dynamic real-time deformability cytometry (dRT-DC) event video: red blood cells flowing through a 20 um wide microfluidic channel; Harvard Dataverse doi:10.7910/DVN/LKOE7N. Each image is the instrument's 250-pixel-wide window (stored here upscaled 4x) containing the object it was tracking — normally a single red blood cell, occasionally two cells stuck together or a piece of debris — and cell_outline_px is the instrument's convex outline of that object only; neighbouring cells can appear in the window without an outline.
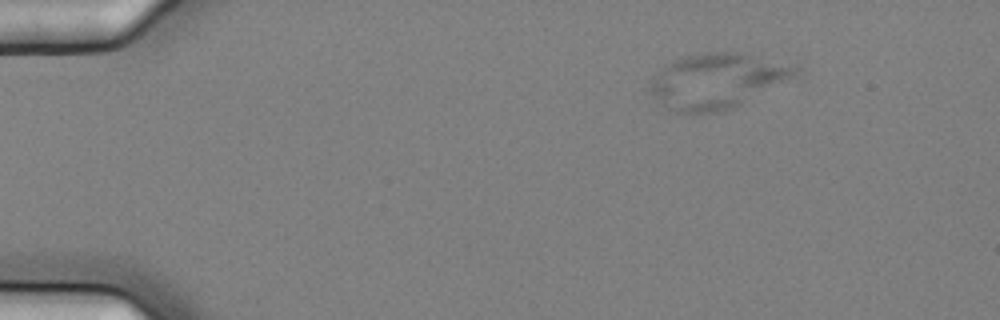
{"species": "common noctule bat (a hibernating species)", "species_latin": "Nyctalus noctula", "temperature_condition": "cold", "stored_images_in_passage": 11, "camera_frame_rate_fps": 3000, "um_per_image_px": 0.085, "animal": {"sex": "female", "body_mass_g": 25.1}, "frame": {"image": 1, "passage_image": 2, "time_ms": 0.333, "image_size_px": [1000, 320], "cell_outline_px": [[800, 68], [796, 76], [732, 108], [716, 112], [692, 116], [676, 112], [668, 108], [648, 88], [652, 80], [668, 64], [684, 56], [704, 52], [740, 52], [792, 64]], "centroid_in_image_um": [60.98, 6.89], "position_along_channel_um": 24.0, "area_um2": 46.18}}
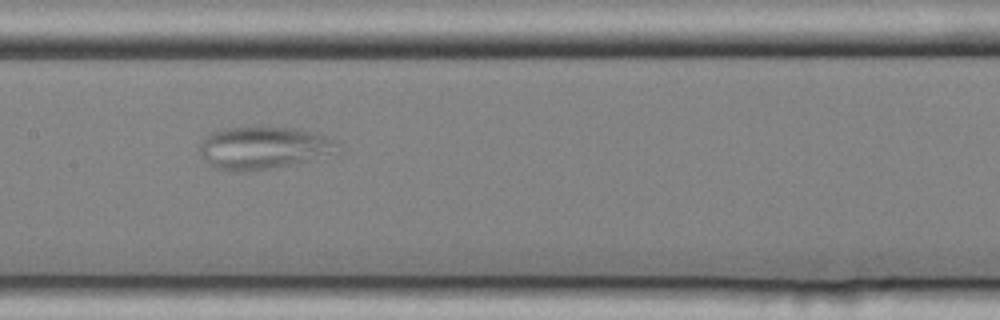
{"frame": {"image": 2, "passage_image": 8, "time_ms": 2.333, "image_size_px": [1000, 320], "cell_outline_px": [[340, 144], [328, 152], [304, 160], [288, 164], [268, 168], [236, 172], [232, 172], [216, 168], [200, 156], [200, 144], [204, 136], [216, 128], [300, 128], [332, 136]], "centroid_in_image_um": [22.29, 12.53], "position_along_channel_um": 185.1, "area_um2": 33.47}}
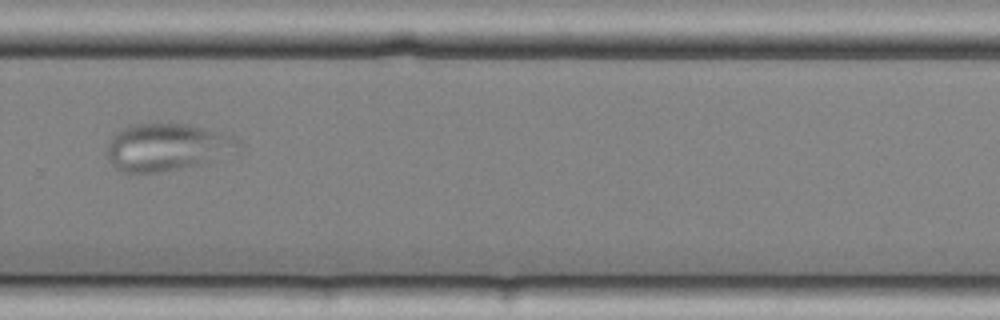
{"frame": {"image": 3, "passage_image": 11, "time_ms": 3.333, "image_size_px": [1000, 320], "cell_outline_px": [[240, 148], [236, 152], [200, 164], [160, 172], [120, 172], [108, 160], [108, 144], [116, 132], [120, 128], [128, 124], [188, 124], [220, 132], [232, 136], [240, 140]], "centroid_in_image_um": [14.19, 12.5], "position_along_channel_um": 315.6, "area_um2": 36.13}}